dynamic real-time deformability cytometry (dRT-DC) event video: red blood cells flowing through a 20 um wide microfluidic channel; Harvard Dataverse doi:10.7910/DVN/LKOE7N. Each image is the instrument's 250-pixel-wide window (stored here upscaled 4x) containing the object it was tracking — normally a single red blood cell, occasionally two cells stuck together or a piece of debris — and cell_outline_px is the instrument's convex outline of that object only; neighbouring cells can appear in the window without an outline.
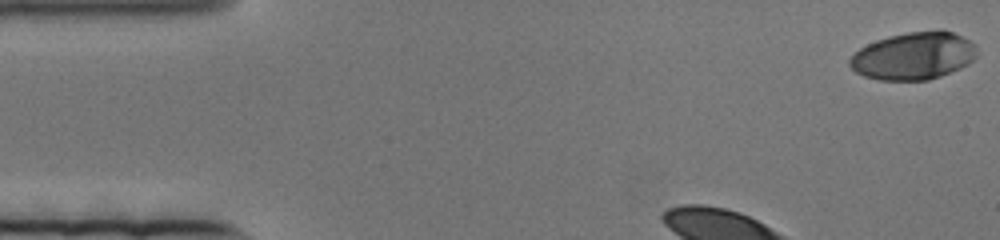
{"species": "human", "species_latin": "Homo sapiens", "temperature_condition": "cold", "stored_images_in_passage": 58, "camera_frame_rate_fps": 3000, "um_per_image_px": 0.085, "donor": {"sex": "female"}, "frame": {"image": 1, "passage_image": 1, "time_ms": 0.0, "image_size_px": [1000, 240], "cell_outline_px": [[976, 56], [968, 64], [960, 68], [940, 76], [928, 80], [880, 80], [864, 76], [856, 72], [848, 64], [848, 60], [860, 48], [876, 40], [888, 36], [908, 32], [940, 28], [952, 32], [976, 44]], "centroid_in_image_um": [77.66, 4.74], "position_along_channel_um": 7.3, "area_um2": 35.32}}
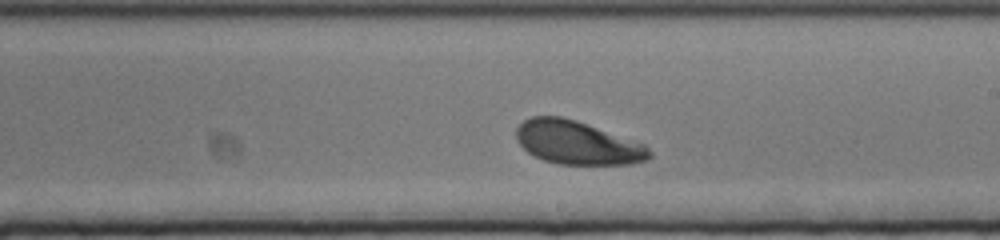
{"frame": {"image": 2, "passage_image": 38, "time_ms": 12.333, "image_size_px": [1000, 240], "cell_outline_px": [[652, 156], [648, 160], [632, 164], [556, 164], [544, 160], [528, 152], [516, 140], [516, 128], [524, 120], [532, 116], [560, 116], [576, 120], [644, 144], [652, 152]], "centroid_in_image_um": [49.07, 12.13], "position_along_channel_um": 239.9, "area_um2": 33.58}}
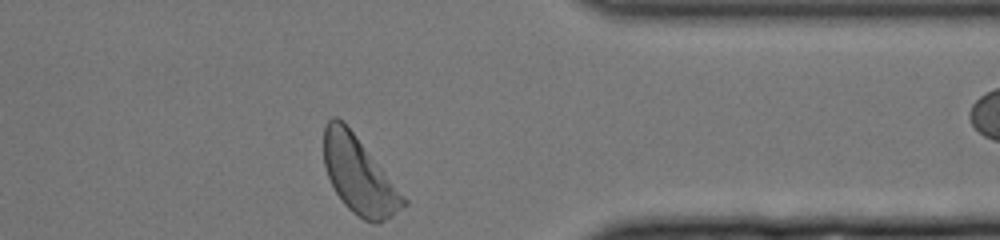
{"frame": {"image": 3, "passage_image": 58, "time_ms": 19.0, "image_size_px": [1000, 240], "cell_outline_px": [[408, 204], [392, 216], [376, 224], [372, 224], [364, 220], [352, 212], [344, 204], [336, 192], [328, 176], [324, 164], [324, 124], [332, 116], [336, 116], [352, 132], [408, 200]], "centroid_in_image_um": [30.51, 14.94], "position_along_channel_um": 380.9, "area_um2": 34.97}}